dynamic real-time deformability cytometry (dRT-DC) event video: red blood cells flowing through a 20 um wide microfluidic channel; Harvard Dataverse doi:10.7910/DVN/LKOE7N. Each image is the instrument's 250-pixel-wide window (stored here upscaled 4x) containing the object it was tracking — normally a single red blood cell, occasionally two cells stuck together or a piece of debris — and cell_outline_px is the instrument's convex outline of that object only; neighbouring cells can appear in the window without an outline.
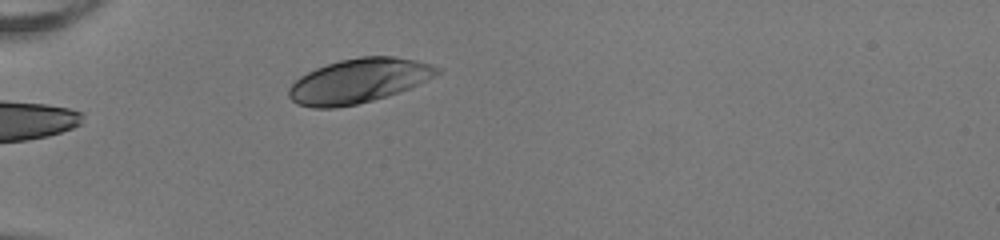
{"species": "human", "species_latin": "Homo sapiens", "temperature_condition": "room temperature", "stored_images_in_passage": 6, "camera_frame_rate_fps": 3000, "um_per_image_px": 0.085, "donor": {"sex": "female"}, "frame": {"image": 1, "passage_image": 1, "time_ms": 0.0, "image_size_px": [1000, 240], "cell_outline_px": [[444, 72], [400, 92], [372, 100], [356, 104], [336, 108], [312, 108], [296, 104], [288, 96], [288, 88], [300, 76], [316, 68], [340, 60], [360, 56], [392, 56], [416, 60], [432, 64], [440, 68]], "centroid_in_image_um": [30.5, 6.87], "position_along_channel_um": 54.5, "area_um2": 38.44}}
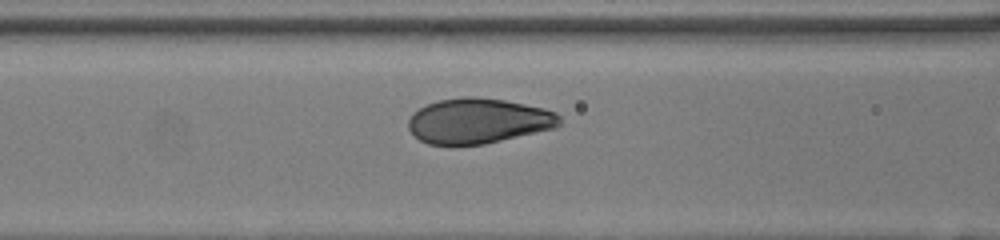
{"frame": {"image": 2, "passage_image": 4, "time_ms": 1.0, "image_size_px": [1000, 240], "cell_outline_px": [[560, 124], [556, 128], [484, 144], [428, 144], [420, 140], [408, 128], [408, 120], [412, 112], [428, 104], [440, 100], [464, 96], [472, 96], [504, 100], [544, 108], [556, 112], [560, 116]], "centroid_in_image_um": [40.67, 10.27], "position_along_channel_um": 125.9, "area_um2": 39.71}}